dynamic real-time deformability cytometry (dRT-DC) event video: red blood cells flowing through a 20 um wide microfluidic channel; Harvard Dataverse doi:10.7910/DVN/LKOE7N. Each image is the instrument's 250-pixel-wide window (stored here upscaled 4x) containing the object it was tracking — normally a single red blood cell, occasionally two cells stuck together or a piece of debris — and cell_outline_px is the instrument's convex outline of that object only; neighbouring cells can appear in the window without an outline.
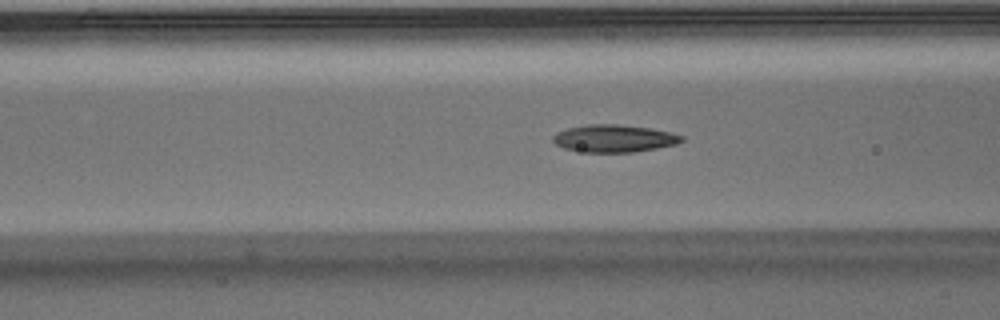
{"species": "Egyptian fruit bat (a non-hibernating species)", "species_latin": "Rousettus aegyptiacus", "temperature_condition": "warm", "stored_images_in_passage": 43, "camera_frame_rate_fps": 3000, "um_per_image_px": 0.085, "animal": {"sex": "male"}, "frame": {"image": 1, "passage_image": 12, "time_ms": 3.667, "image_size_px": [1000, 320], "cell_outline_px": [[684, 140], [676, 144], [656, 148], [632, 152], [584, 152], [564, 148], [556, 144], [552, 140], [552, 136], [556, 132], [568, 128], [588, 124], [616, 124], [652, 128], [672, 132], [684, 136]], "centroid_in_image_um": [52.21, 11.76], "position_along_channel_um": 114.4, "area_um2": 20.63}}
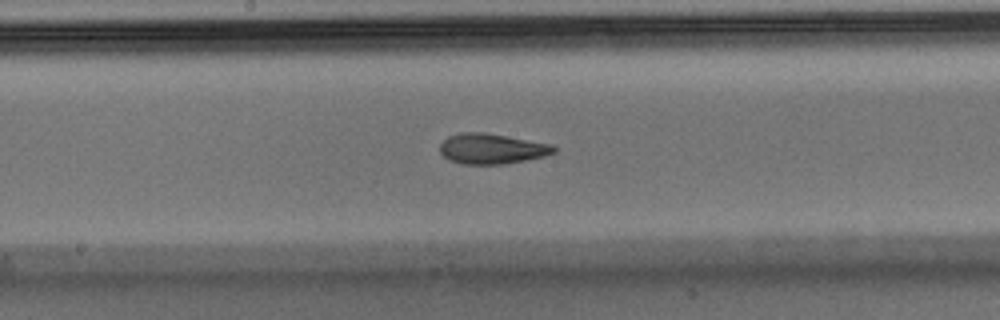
{"frame": {"image": 2, "passage_image": 19, "time_ms": 6.0, "image_size_px": [1000, 320], "cell_outline_px": [[556, 152], [544, 156], [504, 164], [460, 164], [448, 160], [440, 152], [440, 144], [448, 136], [460, 132], [484, 132], [552, 144], [556, 148]], "centroid_in_image_um": [41.77, 12.64], "position_along_channel_um": 206.4, "area_um2": 20.17}}
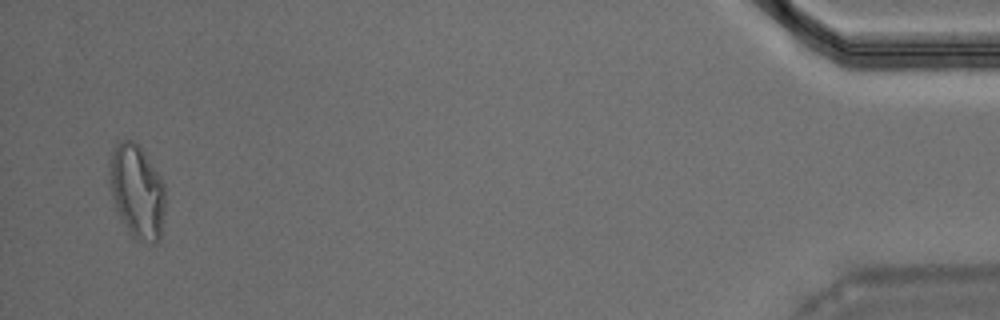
{"frame": {"image": 3, "passage_image": 42, "time_ms": 13.667, "image_size_px": [1000, 320], "cell_outline_px": [[164, 208], [160, 236], [156, 244], [152, 244], [136, 240], [132, 236], [120, 220], [116, 212], [108, 180], [108, 164], [112, 152], [116, 144], [124, 140], [132, 140], [140, 144], [160, 176], [164, 184]], "centroid_in_image_um": [11.61, 16.27], "position_along_channel_um": 423.6, "area_um2": 30.92}, "authors_computed_cell_mechanics": {"area_um2": 20.23, "velocity_mm_per_s": 3.9266, "shape_relaxation_time_tau1_ms": 7.7555, "shape_relaxation_time_tau2_ms": 2.1035, "deformation_change_tau1": 0.2601, "deformation_change_tau2": 0.1015}}